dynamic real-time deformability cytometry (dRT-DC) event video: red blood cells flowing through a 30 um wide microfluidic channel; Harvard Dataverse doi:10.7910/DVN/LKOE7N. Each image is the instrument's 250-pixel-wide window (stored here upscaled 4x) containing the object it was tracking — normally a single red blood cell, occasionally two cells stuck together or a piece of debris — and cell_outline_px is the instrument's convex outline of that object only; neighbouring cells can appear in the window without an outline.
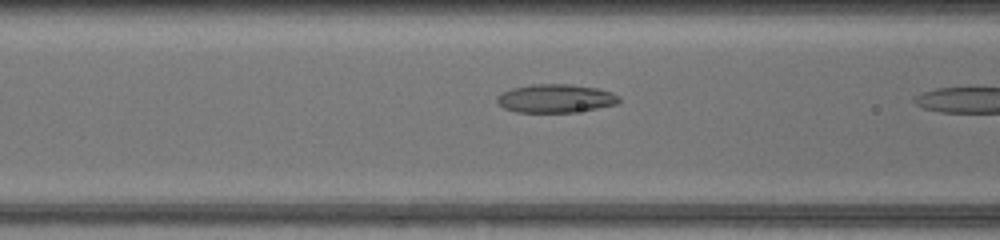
{"species": "common noctule bat (a hibernating species)", "species_latin": "Nyctalus noctula", "temperature_condition": "warm", "stored_images_in_passage": 9, "camera_frame_rate_fps": 3000, "um_per_image_px": 0.085, "animal": {"sex": "female", "body_mass_g": 17.0, "forearm_length_mm": 48.0}, "frame": {"image": 1, "passage_image": 8, "time_ms": 2.333, "image_size_px": [1000, 240], "cell_outline_px": [[620, 100], [616, 104], [596, 108], [572, 112], [516, 112], [504, 108], [496, 100], [496, 96], [512, 88], [532, 84], [572, 84], [596, 88], [612, 92], [620, 96]], "centroid_in_image_um": [47.22, 8.36], "position_along_channel_um": 119.4, "area_um2": 20.11}}